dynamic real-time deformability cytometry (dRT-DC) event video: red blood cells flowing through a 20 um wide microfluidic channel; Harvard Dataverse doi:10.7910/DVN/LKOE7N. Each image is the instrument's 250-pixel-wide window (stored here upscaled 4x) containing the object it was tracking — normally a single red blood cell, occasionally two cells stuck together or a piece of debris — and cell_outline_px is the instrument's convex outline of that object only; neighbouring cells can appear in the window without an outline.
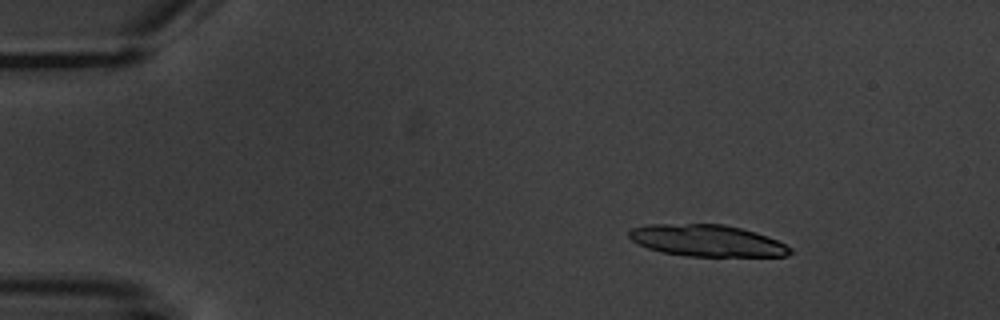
{"species": "common noctule bat (a hibernating species)", "species_latin": "Nyctalus noctula", "temperature_condition": "warm", "stored_images_in_passage": 5, "camera_frame_rate_fps": 3000, "um_per_image_px": 0.085, "animal": {"sex": "male", "body_mass_g": 20.1, "forearm_length_mm": 53.5}, "frame": {"image": 1, "passage_image": 2, "time_ms": 1.0, "image_size_px": [1000, 320], "cell_outline_px": [[792, 252], [788, 256], [688, 256], [660, 252], [648, 248], [632, 240], [628, 236], [628, 232], [632, 228], [648, 224], [724, 224], [756, 232], [768, 236], [792, 248]], "centroid_in_image_um": [60.1, 20.45], "position_along_channel_um": 24.9, "area_um2": 29.71}}